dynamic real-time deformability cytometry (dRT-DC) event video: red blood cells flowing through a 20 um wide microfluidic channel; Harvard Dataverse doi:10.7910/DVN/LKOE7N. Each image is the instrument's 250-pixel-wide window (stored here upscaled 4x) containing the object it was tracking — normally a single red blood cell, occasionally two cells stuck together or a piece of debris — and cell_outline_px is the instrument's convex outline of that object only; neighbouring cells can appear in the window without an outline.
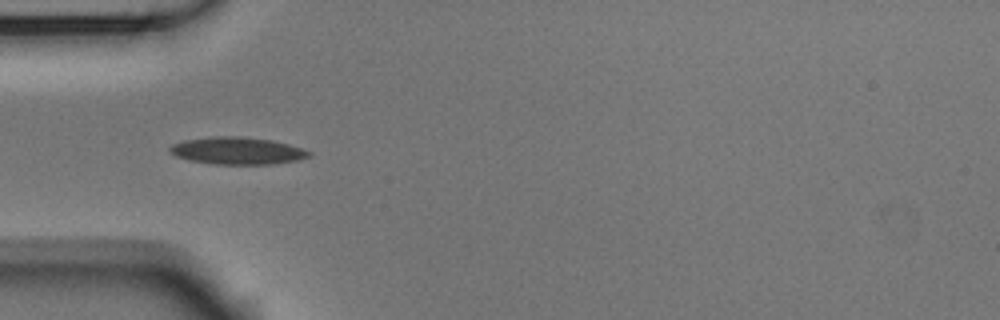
{"species": "Egyptian fruit bat (a non-hibernating species)", "species_latin": "Rousettus aegyptiacus", "temperature_condition": "room temperature", "stored_images_in_passage": 6, "camera_frame_rate_fps": 3000, "um_per_image_px": 0.085, "animal": {"sex": "male"}, "frame": {"image": 1, "passage_image": 2, "time_ms": 0.333, "image_size_px": [1000, 320], "cell_outline_px": [[312, 156], [300, 160], [272, 164], [212, 164], [188, 160], [176, 156], [168, 152], [168, 148], [172, 144], [184, 140], [212, 136], [236, 136], [272, 140], [304, 148], [312, 152]], "centroid_in_image_um": [20.18, 12.82], "position_along_channel_um": 64.8, "area_um2": 22.37}}
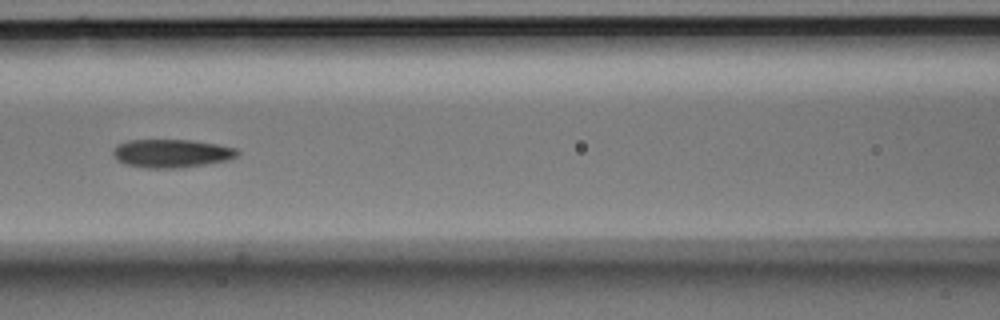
{"frame": {"image": 2, "passage_image": 4, "time_ms": 1.0, "image_size_px": [1000, 320], "cell_outline_px": [[240, 152], [236, 156], [228, 160], [180, 168], [148, 168], [124, 164], [116, 160], [112, 156], [112, 148], [116, 144], [128, 140], [192, 140], [216, 144], [236, 148]], "centroid_in_image_um": [14.52, 13.03], "position_along_channel_um": 152.1, "area_um2": 20.69}}
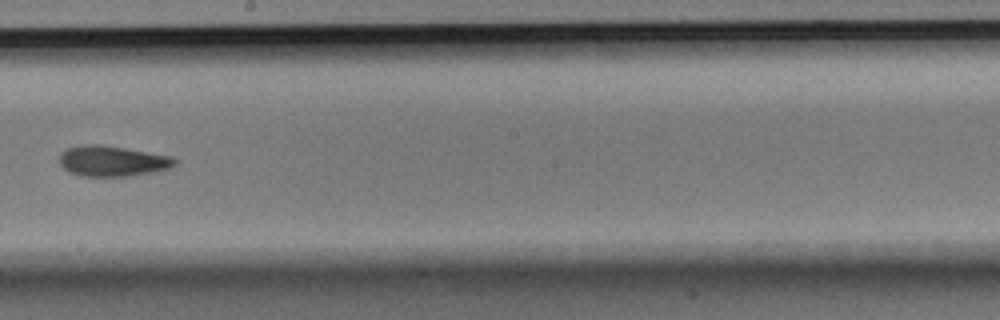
{"frame": {"image": 3, "passage_image": 6, "time_ms": 1.667, "image_size_px": [1000, 320], "cell_outline_px": [[176, 164], [168, 168], [152, 172], [128, 176], [80, 176], [68, 172], [60, 164], [60, 152], [68, 148], [80, 144], [100, 144], [172, 156], [176, 160]], "centroid_in_image_um": [9.51, 13.68], "position_along_channel_um": 238.7, "area_um2": 20.52}}